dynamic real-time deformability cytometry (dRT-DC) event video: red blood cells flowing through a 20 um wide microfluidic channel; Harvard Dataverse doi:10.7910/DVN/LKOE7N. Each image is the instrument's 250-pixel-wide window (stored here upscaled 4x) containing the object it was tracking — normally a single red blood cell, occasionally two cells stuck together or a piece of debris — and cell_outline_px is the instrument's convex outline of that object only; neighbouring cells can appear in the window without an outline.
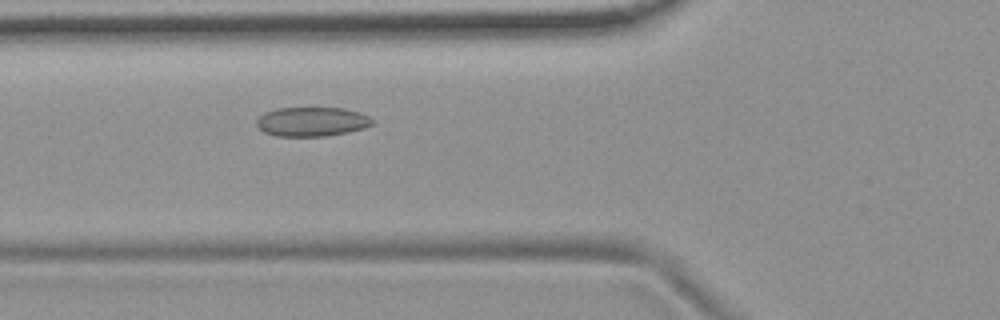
{"species": "common noctule bat (a hibernating species)", "species_latin": "Nyctalus noctula", "temperature_condition": "room temperature", "stored_images_in_passage": 49, "camera_frame_rate_fps": 3000, "um_per_image_px": 0.085, "animal": {"sex": "female", "body_mass_g": 19.9}, "frame": {"image": 1, "passage_image": 15, "time_ms": 4.667, "image_size_px": [1000, 320], "cell_outline_px": [[372, 124], [364, 128], [348, 132], [328, 136], [276, 136], [264, 132], [256, 124], [256, 120], [264, 112], [276, 108], [344, 108], [360, 112], [368, 116], [372, 120]], "centroid_in_image_um": [26.49, 10.34], "position_along_channel_um": 99.3, "area_um2": 19.77}}
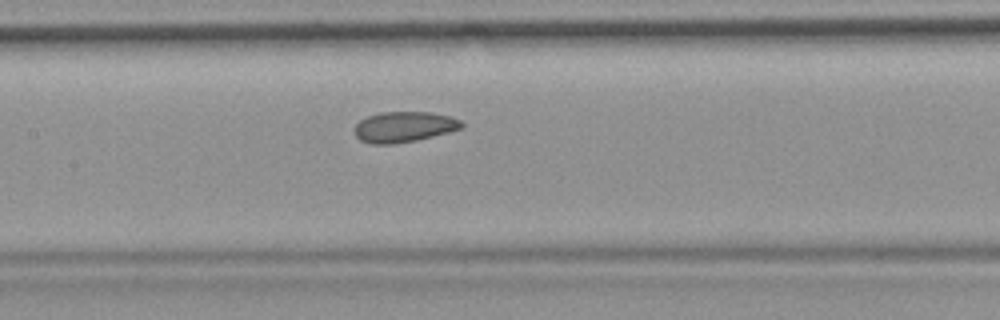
{"frame": {"image": 2, "passage_image": 21, "time_ms": 6.667, "image_size_px": [1000, 320], "cell_outline_px": [[464, 128], [416, 140], [392, 144], [372, 144], [360, 140], [356, 136], [352, 128], [360, 120], [368, 116], [380, 112], [432, 112], [452, 116], [460, 120], [464, 124]], "centroid_in_image_um": [34.34, 10.78], "position_along_channel_um": 173.1, "area_um2": 19.25}}
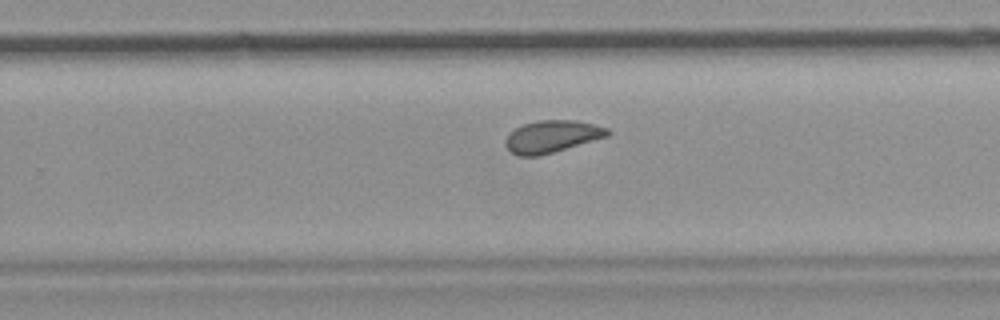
{"frame": {"image": 3, "passage_image": 30, "time_ms": 9.667, "image_size_px": [1000, 320], "cell_outline_px": [[612, 132], [608, 136], [540, 156], [516, 156], [504, 144], [504, 140], [508, 132], [524, 124], [540, 120], [576, 120], [608, 128]], "centroid_in_image_um": [46.89, 11.6], "position_along_channel_um": 282.9, "area_um2": 19.19}, "authors_computed_cell_mechanics": {"area_um2": 19.7676, "velocity_mm_per_s": 3.682, "shape_relaxation_time_tau1_ms": null, "shape_relaxation_time_tau2_ms": 3.1777, "deformation_change_tau1": null, "deformation_change_tau2": 0.0852}}